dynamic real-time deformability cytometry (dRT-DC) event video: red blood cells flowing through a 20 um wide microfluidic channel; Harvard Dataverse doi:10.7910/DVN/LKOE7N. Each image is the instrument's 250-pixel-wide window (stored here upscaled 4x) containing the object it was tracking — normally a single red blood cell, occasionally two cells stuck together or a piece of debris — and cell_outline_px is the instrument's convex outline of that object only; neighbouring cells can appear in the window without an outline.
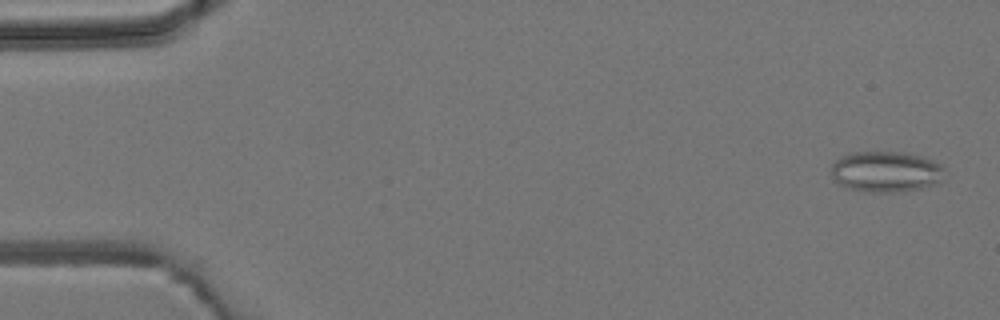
{"species": "common noctule bat (a hibernating species)", "species_latin": "Nyctalus noctula", "temperature_condition": "room temperature", "stored_images_in_passage": 2, "camera_frame_rate_fps": 3000, "um_per_image_px": 0.085, "animal": {"sex": "male", "body_mass_g": 19.2, "forearm_length_mm": 51.8}, "frame": {"image": 1, "passage_image": 2, "time_ms": 2.0, "image_size_px": [1000, 320], "cell_outline_px": [[944, 168], [940, 180], [936, 184], [920, 188], [896, 192], [864, 192], [836, 184], [832, 180], [832, 164], [840, 156], [848, 152], [900, 152], [920, 156], [932, 160], [940, 164]], "centroid_in_image_um": [75.24, 14.59], "position_along_channel_um": 9.8, "area_um2": 27.05}}